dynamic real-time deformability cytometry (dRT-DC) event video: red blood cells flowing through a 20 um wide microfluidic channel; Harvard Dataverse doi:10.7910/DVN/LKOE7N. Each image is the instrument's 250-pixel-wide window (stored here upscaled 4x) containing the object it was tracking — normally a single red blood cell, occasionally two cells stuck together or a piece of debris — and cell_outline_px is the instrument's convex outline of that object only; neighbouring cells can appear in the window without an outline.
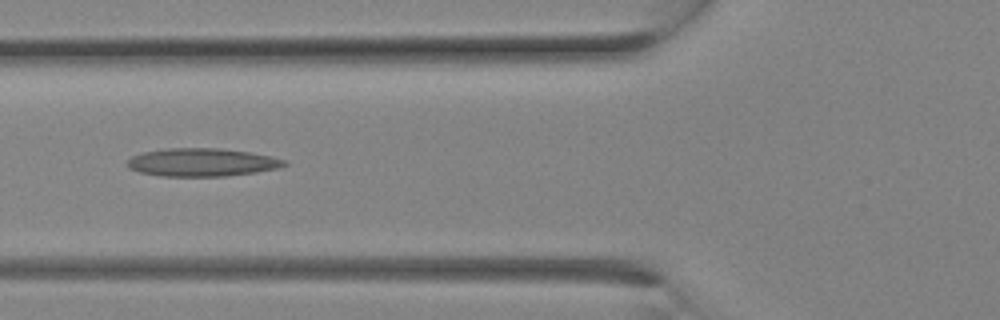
{"species": "Egyptian fruit bat (a non-hibernating species)", "species_latin": "Rousettus aegyptiacus", "temperature_condition": "room temperature", "stored_images_in_passage": 11, "camera_frame_rate_fps": 3000, "um_per_image_px": 0.085, "animal": {"sex": "female"}, "frame": {"image": 1, "passage_image": 10, "time_ms": 3.0, "image_size_px": [1000, 320], "cell_outline_px": [[288, 164], [280, 168], [256, 172], [224, 176], [160, 176], [140, 172], [128, 168], [128, 160], [132, 156], [144, 152], [168, 148], [216, 148], [248, 152], [272, 156], [284, 160]], "centroid_in_image_um": [17.18, 13.8], "position_along_channel_um": 108.6, "area_um2": 25.55}}